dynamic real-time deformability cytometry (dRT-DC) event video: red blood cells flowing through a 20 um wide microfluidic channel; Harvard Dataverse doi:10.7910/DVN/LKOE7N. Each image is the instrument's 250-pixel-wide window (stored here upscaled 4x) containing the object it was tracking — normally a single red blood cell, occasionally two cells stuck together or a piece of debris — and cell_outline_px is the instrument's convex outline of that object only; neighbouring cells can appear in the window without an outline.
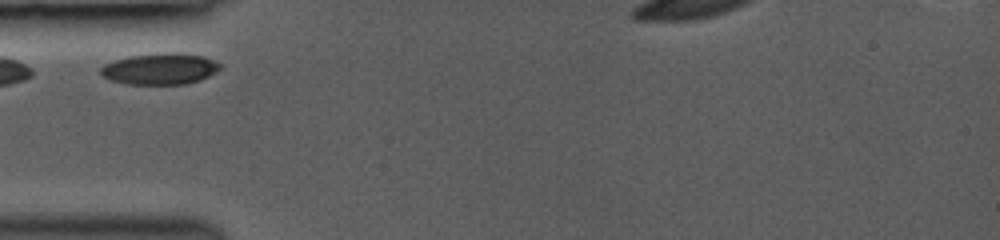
{"species": "common noctule bat (a hibernating species)", "species_latin": "Nyctalus noctula", "temperature_condition": "room temperature", "stored_images_in_passage": 8, "camera_frame_rate_fps": 3000, "um_per_image_px": 0.085, "animal": {"sex": "female", "body_mass_g": 19.0, "forearm_length_mm": 53.3}, "frame": {"image": 1, "passage_image": 1, "time_ms": 0.0, "image_size_px": [1000, 240], "cell_outline_px": [[220, 68], [216, 72], [200, 80], [184, 84], [128, 84], [108, 80], [100, 76], [100, 68], [104, 64], [128, 56], [176, 52], [200, 56], [212, 60], [220, 64]], "centroid_in_image_um": [13.55, 5.86], "position_along_channel_um": 71.5, "area_um2": 21.62}}
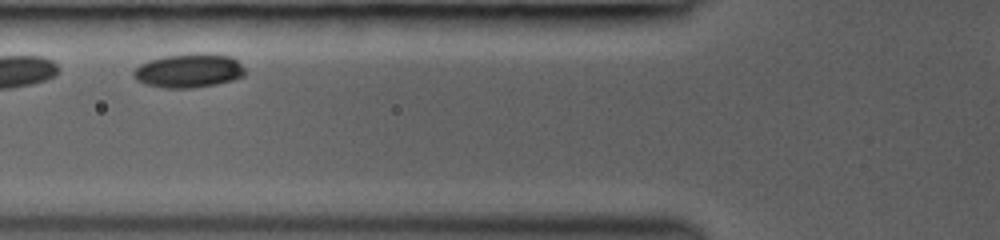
{"frame": {"image": 2, "passage_image": 3, "time_ms": 1.0, "image_size_px": [1000, 240], "cell_outline_px": [[244, 76], [232, 80], [216, 84], [192, 88], [164, 88], [144, 84], [136, 80], [132, 76], [132, 72], [140, 64], [148, 60], [164, 56], [196, 52], [208, 52], [232, 56], [244, 68]], "centroid_in_image_um": [16.03, 5.99], "position_along_channel_um": 109.8, "area_um2": 22.43}}
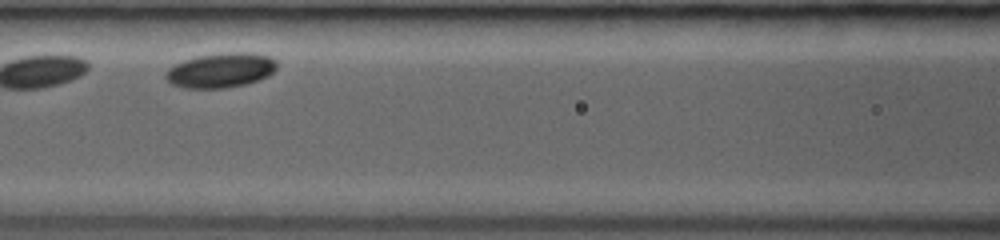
{"frame": {"image": 3, "passage_image": 5, "time_ms": 2.0, "image_size_px": [1000, 240], "cell_outline_px": [[276, 68], [268, 76], [260, 80], [244, 84], [224, 88], [184, 88], [172, 84], [164, 76], [168, 68], [184, 60], [196, 56], [224, 52], [252, 52], [268, 56], [276, 60]], "centroid_in_image_um": [18.77, 5.96], "position_along_channel_um": 147.8, "area_um2": 22.54}}